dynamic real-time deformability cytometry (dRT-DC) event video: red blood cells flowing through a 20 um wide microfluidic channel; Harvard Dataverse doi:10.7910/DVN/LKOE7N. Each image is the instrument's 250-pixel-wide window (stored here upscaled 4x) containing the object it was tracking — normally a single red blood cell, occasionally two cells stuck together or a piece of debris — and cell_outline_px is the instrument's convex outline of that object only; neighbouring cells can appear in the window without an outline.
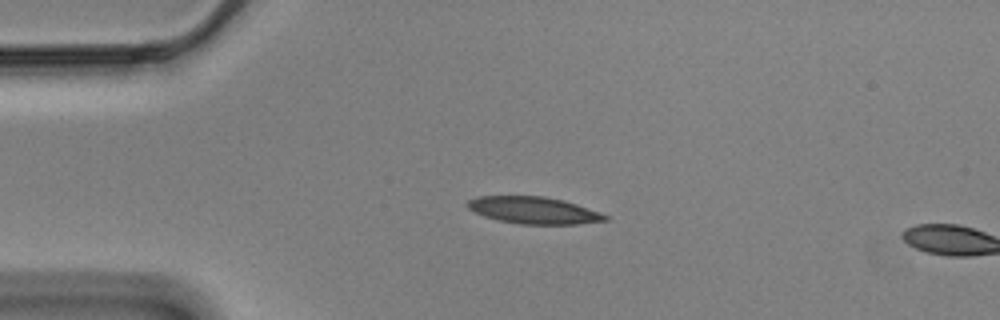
{"species": "Egyptian fruit bat (a non-hibernating species)", "species_latin": "Rousettus aegyptiacus", "temperature_condition": "cold", "stored_images_in_passage": 14, "camera_frame_rate_fps": 3000, "um_per_image_px": 0.085, "animal": {"sex": "male"}, "frame": {"image": 1, "passage_image": 12, "time_ms": 3.667, "image_size_px": [1000, 320], "cell_outline_px": [[608, 220], [576, 224], [520, 224], [500, 220], [484, 216], [468, 208], [468, 200], [480, 196], [544, 196], [564, 200], [600, 212], [608, 216]], "centroid_in_image_um": [45.39, 17.87], "position_along_channel_um": 39.6, "area_um2": 21.39}}